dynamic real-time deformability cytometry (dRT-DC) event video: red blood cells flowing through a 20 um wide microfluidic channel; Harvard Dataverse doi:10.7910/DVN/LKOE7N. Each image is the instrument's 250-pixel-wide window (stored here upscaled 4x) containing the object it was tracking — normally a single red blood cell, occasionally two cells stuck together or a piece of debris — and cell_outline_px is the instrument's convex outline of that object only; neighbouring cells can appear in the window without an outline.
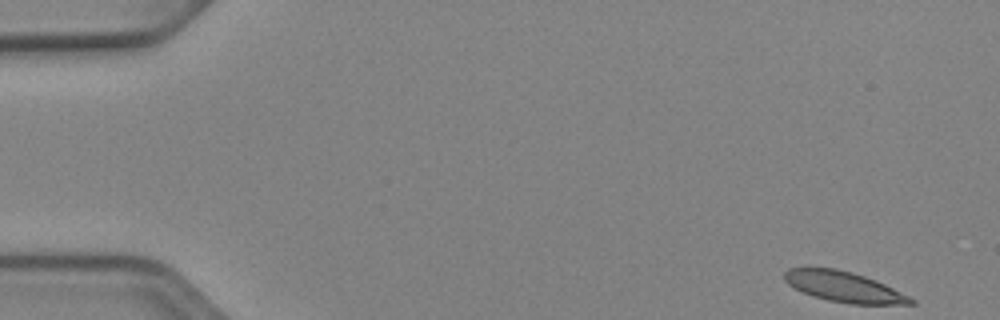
{"species": "Egyptian fruit bat (a non-hibernating species)", "species_latin": "Rousettus aegyptiacus", "temperature_condition": "cold", "stored_images_in_passage": 51, "camera_frame_rate_fps": 3000, "um_per_image_px": 0.085, "animal": {"sex": "female"}, "frame": {"image": 1, "passage_image": 1, "time_ms": 0.0, "image_size_px": [1000, 320], "cell_outline_px": [[916, 304], [848, 304], [828, 300], [812, 296], [788, 284], [784, 280], [784, 272], [788, 268], [836, 268], [852, 272], [876, 280], [916, 300]], "centroid_in_image_um": [71.73, 24.38], "position_along_channel_um": 13.3, "area_um2": 22.25}}
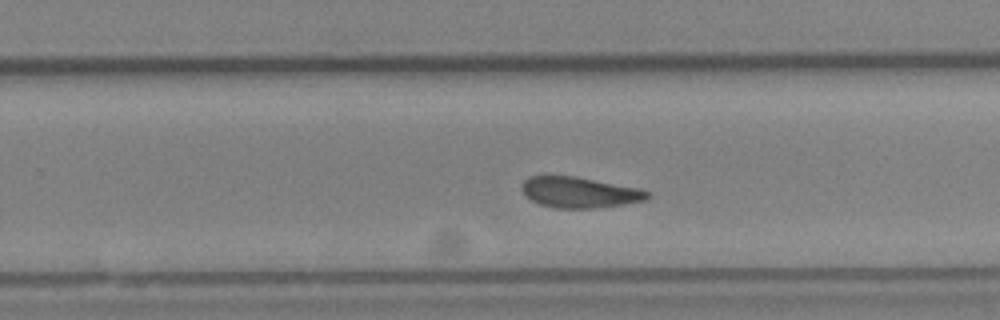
{"frame": {"image": 2, "passage_image": 32, "time_ms": 10.333, "image_size_px": [1000, 320], "cell_outline_px": [[652, 196], [644, 200], [624, 204], [596, 208], [552, 208], [540, 204], [532, 200], [520, 188], [524, 180], [528, 176], [576, 176], [640, 188], [652, 192]], "centroid_in_image_um": [49.3, 16.35], "position_along_channel_um": 280.5, "area_um2": 22.66}}
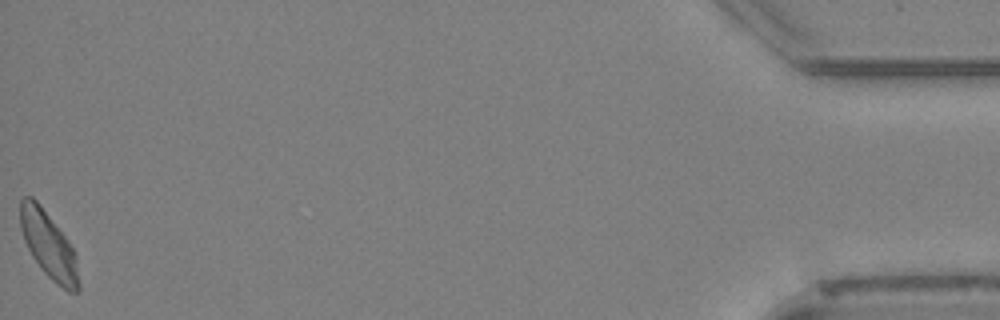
{"frame": {"image": 3, "passage_image": 51, "time_ms": 16.667, "image_size_px": [1000, 320], "cell_outline_px": [[80, 288], [76, 292], [68, 292], [56, 284], [40, 268], [32, 256], [24, 240], [20, 228], [20, 200], [24, 196], [32, 196], [40, 204], [64, 236], [72, 248], [76, 256], [80, 284]], "centroid_in_image_um": [4.13, 20.86], "position_along_channel_um": 431.1, "area_um2": 22.54}, "authors_computed_cell_mechanics": {"area_um2": 23.2356, "velocity_mm_per_s": 3.8716, "shape_relaxation_time_tau1_ms": null, "shape_relaxation_time_tau2_ms": 2.3767, "deformation_change_tau1": null, "deformation_change_tau2": 0.1018}}